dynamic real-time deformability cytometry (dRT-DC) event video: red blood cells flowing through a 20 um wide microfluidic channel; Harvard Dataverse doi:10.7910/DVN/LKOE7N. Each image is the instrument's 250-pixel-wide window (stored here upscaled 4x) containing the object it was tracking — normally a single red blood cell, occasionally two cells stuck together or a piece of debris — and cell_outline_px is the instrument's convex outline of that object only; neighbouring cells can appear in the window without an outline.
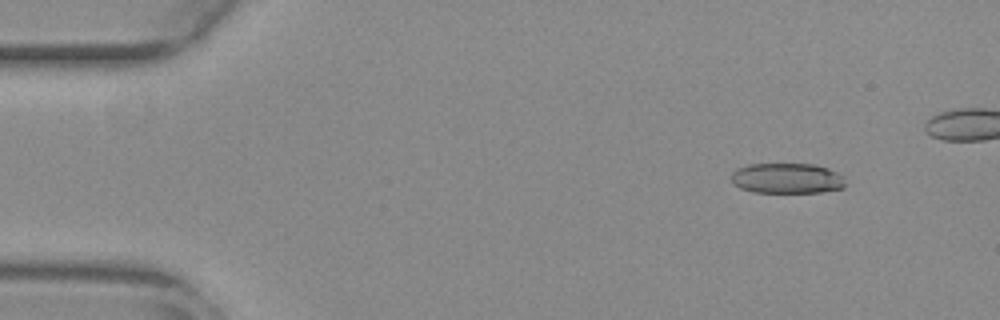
{"species": "common noctule bat (a hibernating species)", "species_latin": "Nyctalus noctula", "temperature_condition": "warm", "stored_images_in_passage": 48, "camera_frame_rate_fps": 3000, "um_per_image_px": 0.085, "animal": {"sex": "female", "body_mass_g": 29.2, "forearm_length_mm": 56.3}, "frame": {"image": 1, "passage_image": 6, "time_ms": 1.667, "image_size_px": [1000, 320], "cell_outline_px": [[844, 188], [820, 192], [752, 192], [740, 188], [732, 184], [732, 172], [736, 168], [748, 164], [816, 164], [828, 168], [844, 176]], "centroid_in_image_um": [66.88, 15.15], "position_along_channel_um": 18.1, "area_um2": 20.35}}
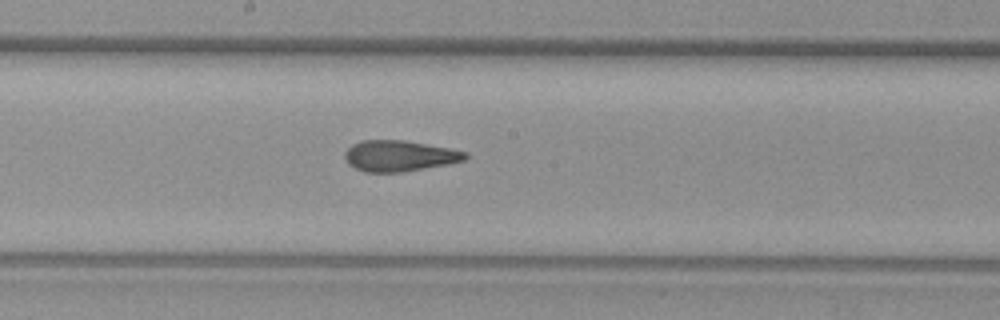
{"frame": {"image": 2, "passage_image": 29, "time_ms": 9.333, "image_size_px": [1000, 320], "cell_outline_px": [[468, 156], [464, 160], [448, 164], [400, 172], [364, 172], [348, 164], [344, 156], [344, 152], [352, 144], [360, 140], [404, 140], [448, 148], [468, 152]], "centroid_in_image_um": [33.91, 13.24], "position_along_channel_um": 214.3, "area_um2": 21.62}}
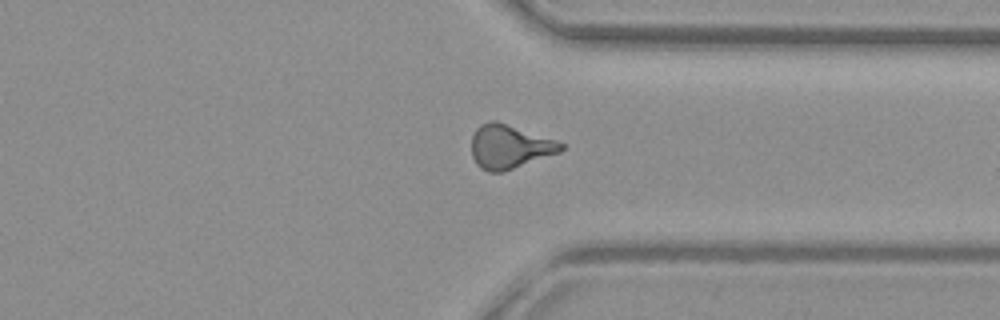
{"frame": {"image": 3, "passage_image": 41, "time_ms": 13.333, "image_size_px": [1000, 320], "cell_outline_px": [[564, 148], [560, 152], [504, 172], [488, 172], [480, 168], [476, 164], [472, 156], [472, 136], [476, 128], [480, 124], [488, 120], [496, 120], [556, 140], [564, 144]], "centroid_in_image_um": [43.29, 12.47], "position_along_channel_um": 368.1, "area_um2": 23.0}}